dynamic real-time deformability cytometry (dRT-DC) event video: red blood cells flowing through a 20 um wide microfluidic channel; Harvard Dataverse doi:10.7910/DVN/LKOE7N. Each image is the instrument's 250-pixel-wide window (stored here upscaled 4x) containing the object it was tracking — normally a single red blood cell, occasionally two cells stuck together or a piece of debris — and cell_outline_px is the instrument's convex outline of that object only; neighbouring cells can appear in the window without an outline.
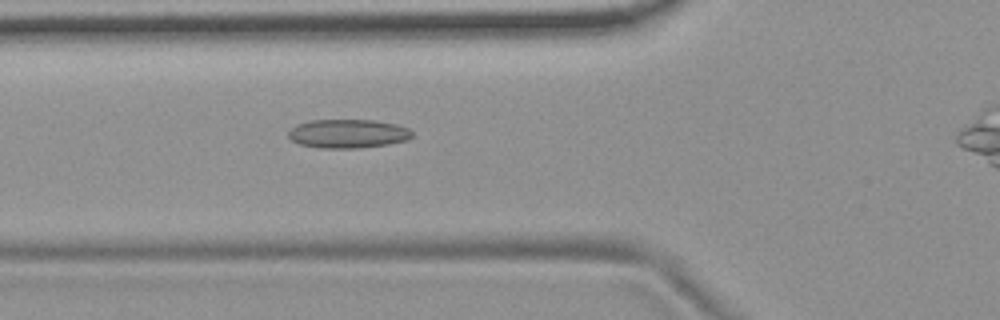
{"species": "common noctule bat (a hibernating species)", "species_latin": "Nyctalus noctula", "temperature_condition": "room temperature", "stored_images_in_passage": 4, "camera_frame_rate_fps": 3000, "um_per_image_px": 0.085, "animal": {"sex": "female", "body_mass_g": 19.9}, "frame": {"image": 1, "passage_image": 3, "time_ms": 3.333, "image_size_px": [1000, 320], "cell_outline_px": [[412, 136], [408, 140], [388, 144], [360, 148], [320, 148], [300, 144], [292, 140], [288, 136], [288, 132], [296, 124], [308, 120], [376, 120], [396, 124], [408, 128], [412, 132]], "centroid_in_image_um": [29.57, 11.35], "position_along_channel_um": 96.2, "area_um2": 20.87}}